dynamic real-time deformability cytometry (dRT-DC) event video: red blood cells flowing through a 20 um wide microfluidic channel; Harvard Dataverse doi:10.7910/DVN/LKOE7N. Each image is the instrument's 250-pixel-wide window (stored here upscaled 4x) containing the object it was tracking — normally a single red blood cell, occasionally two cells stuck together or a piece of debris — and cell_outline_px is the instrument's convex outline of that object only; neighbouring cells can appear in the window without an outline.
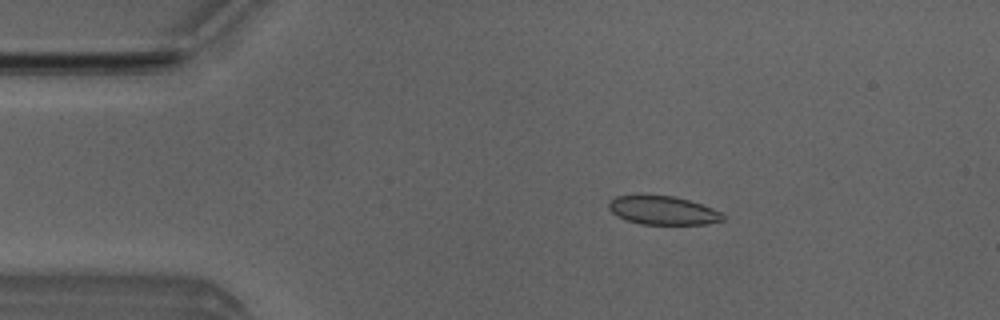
{"species": "Egyptian fruit bat (a non-hibernating species)", "species_latin": "Rousettus aegyptiacus", "temperature_condition": "room temperature", "stored_images_in_passage": 51, "segment_of_instrument_passage": [1, 2], "camera_frame_rate_fps": 3000, "um_per_image_px": 0.085, "animal": {"sex": "male"}, "frame": {"image": 1, "passage_image": 8, "time_ms": 2.333, "image_size_px": [1000, 320], "cell_outline_px": [[724, 220], [708, 224], [640, 224], [624, 220], [616, 216], [608, 208], [608, 204], [616, 196], [672, 196], [688, 200], [712, 208], [720, 212], [724, 216]], "centroid_in_image_um": [56.34, 17.9], "position_along_channel_um": 28.7, "area_um2": 18.79}}
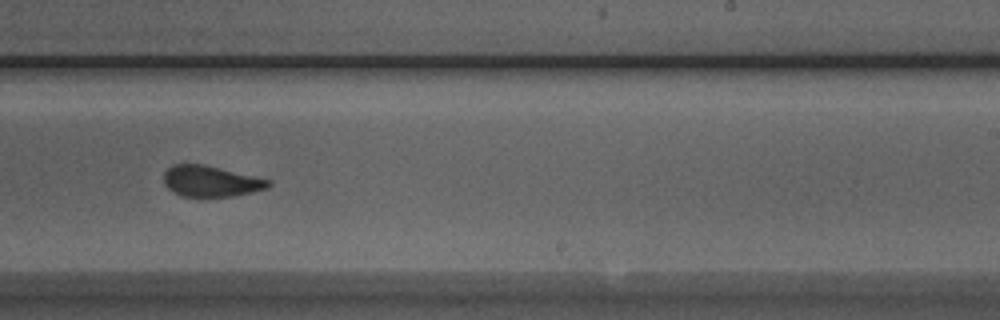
{"frame": {"image": 2, "passage_image": 30, "time_ms": 9.667, "image_size_px": [1000, 320], "cell_outline_px": [[272, 184], [268, 188], [252, 192], [232, 196], [180, 196], [172, 192], [164, 184], [164, 172], [172, 164], [204, 164], [272, 180]], "centroid_in_image_um": [17.92, 15.4], "position_along_channel_um": 271.1, "area_um2": 18.96}}
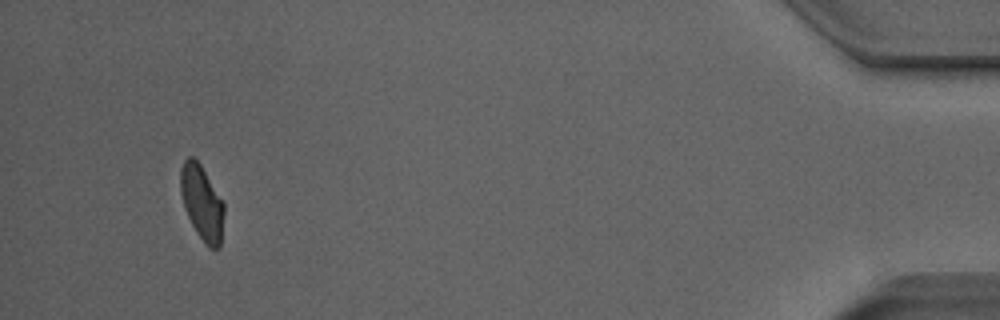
{"frame": {"image": 3, "passage_image": 47, "time_ms": 15.333, "image_size_px": [1000, 320], "cell_outline_px": [[224, 212], [220, 248], [208, 248], [204, 244], [196, 232], [184, 208], [180, 192], [180, 168], [184, 160], [188, 156], [192, 156], [200, 164], [224, 204]], "centroid_in_image_um": [17.14, 17.24], "position_along_channel_um": 418.1, "area_um2": 18.9}}